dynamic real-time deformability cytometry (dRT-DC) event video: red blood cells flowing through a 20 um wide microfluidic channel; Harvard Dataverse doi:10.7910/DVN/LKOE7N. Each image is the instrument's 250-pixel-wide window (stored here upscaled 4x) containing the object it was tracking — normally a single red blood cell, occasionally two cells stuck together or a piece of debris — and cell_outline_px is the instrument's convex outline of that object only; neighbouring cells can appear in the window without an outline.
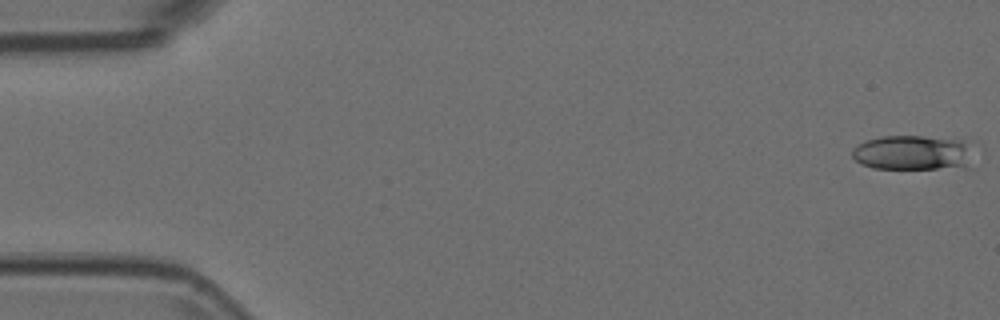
{"species": "Egyptian fruit bat (a non-hibernating species)", "species_latin": "Rousettus aegyptiacus", "temperature_condition": "room temperature", "stored_images_in_passage": 18, "camera_frame_rate_fps": 3000, "um_per_image_px": 0.085, "animal": {"sex": "female"}, "frame": {"image": 1, "passage_image": 1, "time_ms": 0.0, "image_size_px": [1000, 320], "cell_outline_px": [[984, 152], [964, 164], [936, 168], [872, 168], [856, 160], [852, 156], [852, 148], [868, 140], [880, 136], [924, 136], [980, 140]], "centroid_in_image_um": [77.88, 12.91], "position_along_channel_um": 7.1, "area_um2": 25.72}}
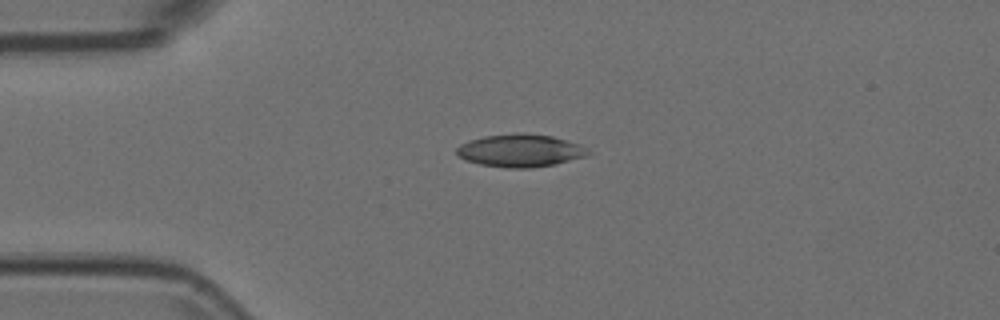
{"frame": {"image": 2, "passage_image": 13, "time_ms": 4.0, "image_size_px": [1000, 320], "cell_outline_px": [[592, 152], [588, 156], [552, 164], [532, 168], [504, 168], [480, 164], [468, 160], [460, 156], [456, 152], [456, 148], [460, 144], [468, 140], [484, 136], [516, 132], [552, 136], [580, 144]], "centroid_in_image_um": [44.23, 12.79], "position_along_channel_um": 40.8, "area_um2": 25.09}}